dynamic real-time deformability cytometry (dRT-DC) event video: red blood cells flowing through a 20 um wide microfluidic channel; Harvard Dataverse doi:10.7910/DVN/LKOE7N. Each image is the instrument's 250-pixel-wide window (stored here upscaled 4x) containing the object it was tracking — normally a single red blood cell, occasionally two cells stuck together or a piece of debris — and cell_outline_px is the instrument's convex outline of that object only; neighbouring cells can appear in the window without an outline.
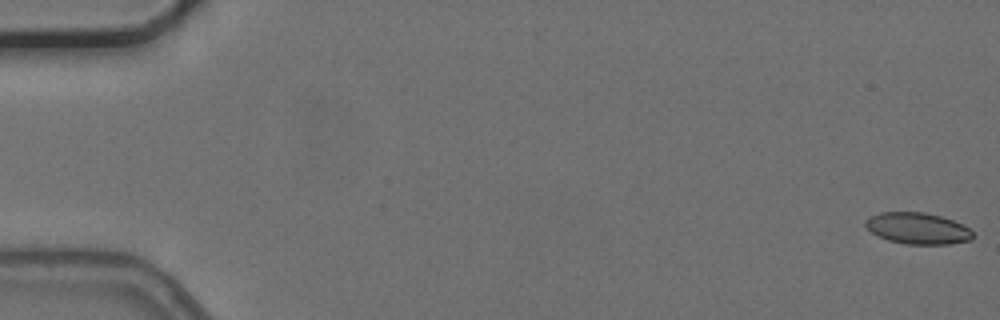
{"species": "common noctule bat (a hibernating species)", "species_latin": "Nyctalus noctula", "temperature_condition": "cold", "stored_images_in_passage": 21, "camera_frame_rate_fps": 3000, "um_per_image_px": 0.085, "animal": {"sex": "female", "body_mass_g": 24.6, "forearm_length_mm": 56.2}, "frame": {"image": 1, "passage_image": 1, "time_ms": 0.0, "image_size_px": [1000, 320], "cell_outline_px": [[972, 240], [948, 244], [908, 244], [888, 240], [872, 232], [864, 224], [864, 220], [868, 216], [880, 212], [924, 212], [940, 216], [952, 220], [968, 228], [972, 232]], "centroid_in_image_um": [77.97, 19.4], "position_along_channel_um": 7.0, "area_um2": 19.48}}
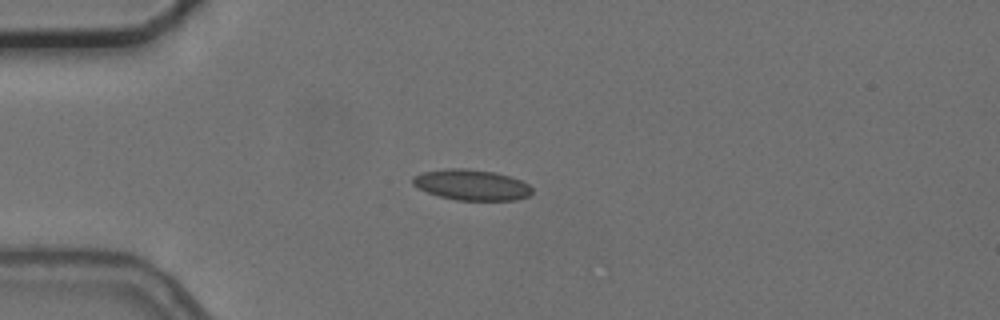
{"frame": {"image": 2, "passage_image": 15, "time_ms": 4.667, "image_size_px": [1000, 320], "cell_outline_px": [[532, 192], [528, 196], [516, 200], [456, 200], [440, 196], [428, 192], [412, 184], [412, 176], [424, 172], [448, 168], [468, 168], [496, 172], [520, 180], [528, 184], [532, 188]], "centroid_in_image_um": [40.09, 15.71], "position_along_channel_um": 44.9, "area_um2": 21.27}}